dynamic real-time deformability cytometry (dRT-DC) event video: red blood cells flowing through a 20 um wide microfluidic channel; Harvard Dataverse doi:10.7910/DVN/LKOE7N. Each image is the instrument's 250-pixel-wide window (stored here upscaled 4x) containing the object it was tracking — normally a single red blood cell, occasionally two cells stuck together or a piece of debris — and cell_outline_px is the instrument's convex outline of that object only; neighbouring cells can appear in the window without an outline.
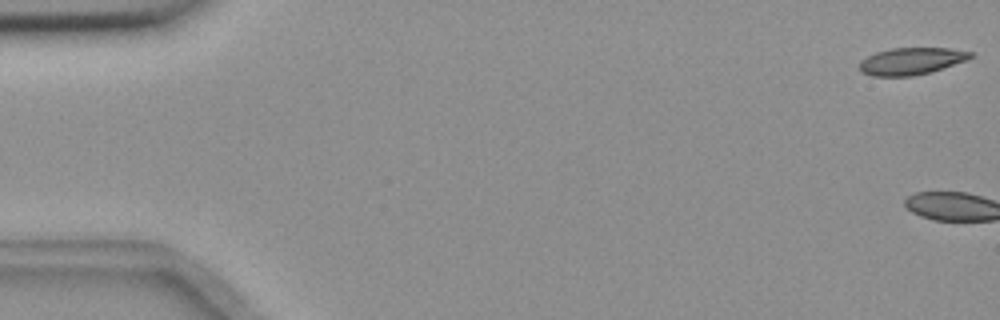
{"species": "common noctule bat (a hibernating species)", "species_latin": "Nyctalus noctula", "temperature_condition": "room temperature", "stored_images_in_passage": 3, "camera_frame_rate_fps": 3000, "um_per_image_px": 0.085, "animal": {"sex": "female", "body_mass_g": 18.4}, "frame": {"image": 1, "passage_image": 1, "time_ms": 0.0, "image_size_px": [1000, 320], "cell_outline_px": [[976, 56], [932, 72], [912, 76], [872, 76], [860, 72], [860, 60], [876, 52], [892, 48], [948, 48], [972, 52]], "centroid_in_image_um": [77.45, 5.2], "position_along_channel_um": 7.5, "area_um2": 17.51}}